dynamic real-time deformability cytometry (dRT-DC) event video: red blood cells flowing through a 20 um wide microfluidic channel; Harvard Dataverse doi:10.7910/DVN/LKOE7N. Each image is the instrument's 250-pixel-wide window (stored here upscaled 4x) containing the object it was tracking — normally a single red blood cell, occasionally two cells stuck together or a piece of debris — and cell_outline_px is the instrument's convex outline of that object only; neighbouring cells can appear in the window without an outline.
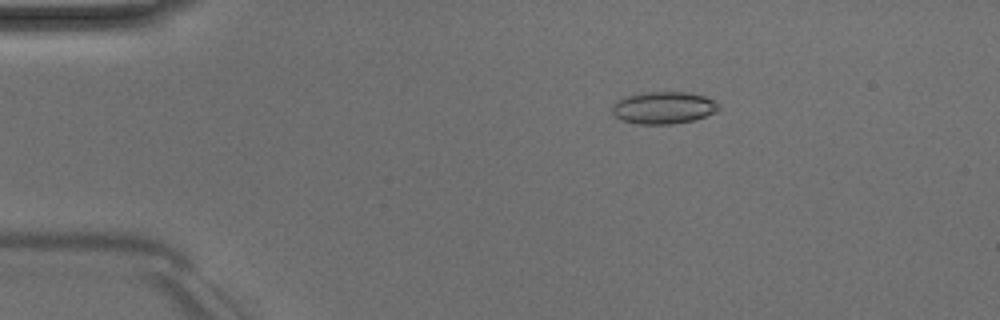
{"species": "Egyptian fruit bat (a non-hibernating species)", "species_latin": "Rousettus aegyptiacus", "temperature_condition": "room temperature", "stored_images_in_passage": 50, "camera_frame_rate_fps": 3000, "um_per_image_px": 0.085, "animal": {"sex": "male"}, "frame": {"image": 1, "passage_image": 9, "time_ms": 2.667, "image_size_px": [1000, 320], "cell_outline_px": [[720, 108], [716, 112], [692, 120], [672, 124], [636, 124], [620, 120], [612, 112], [612, 104], [620, 96], [640, 92], [688, 92], [704, 96], [716, 100], [720, 104]], "centroid_in_image_um": [56.36, 9.14], "position_along_channel_um": 28.6, "area_um2": 20.4}}
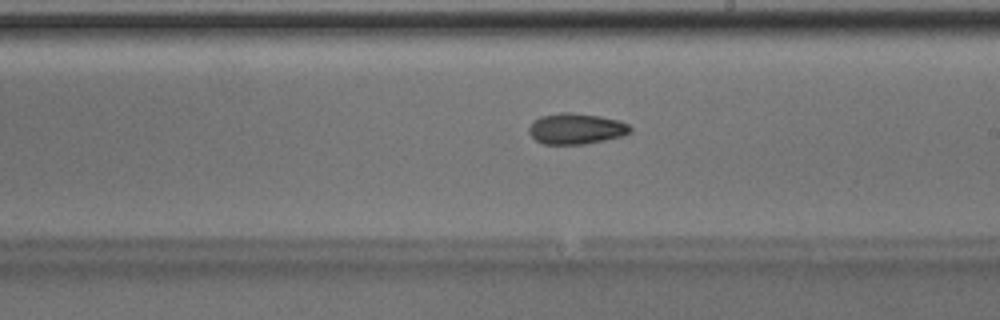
{"frame": {"image": 2, "passage_image": 29, "time_ms": 9.333, "image_size_px": [1000, 320], "cell_outline_px": [[632, 132], [620, 136], [604, 140], [584, 144], [544, 144], [536, 140], [528, 132], [528, 128], [540, 116], [560, 112], [568, 112], [600, 116], [620, 120], [628, 124], [632, 128]], "centroid_in_image_um": [48.98, 10.93], "position_along_channel_um": 240.0, "area_um2": 18.15}}
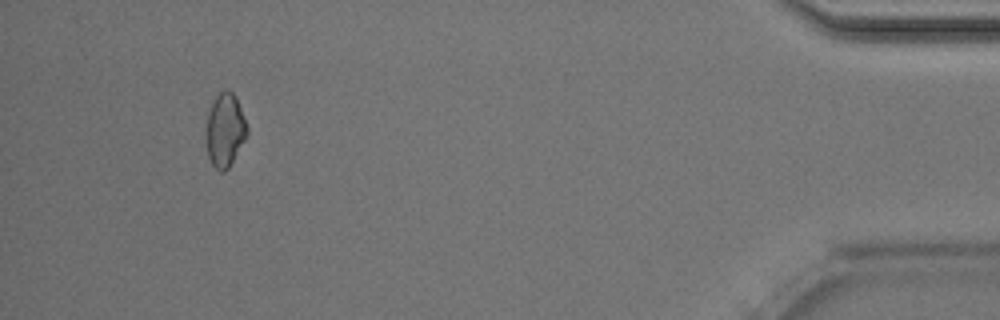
{"frame": {"image": 3, "passage_image": 47, "time_ms": 15.333, "image_size_px": [1000, 320], "cell_outline_px": [[248, 132], [244, 140], [228, 168], [224, 172], [220, 172], [212, 164], [208, 156], [204, 136], [204, 132], [208, 112], [216, 96], [224, 88], [228, 88], [236, 96], [248, 128]], "centroid_in_image_um": [19.09, 11.04], "position_along_channel_um": 416.1, "area_um2": 17.74}, "authors_computed_cell_mechanics": {"area_um2": 18.3226, "velocity_mm_per_s": 4.0546, "shape_relaxation_time_tau1_ms": null, "shape_relaxation_time_tau2_ms": 8.4763, "deformation_change_tau1": null, "deformation_change_tau2": 0.1506}}